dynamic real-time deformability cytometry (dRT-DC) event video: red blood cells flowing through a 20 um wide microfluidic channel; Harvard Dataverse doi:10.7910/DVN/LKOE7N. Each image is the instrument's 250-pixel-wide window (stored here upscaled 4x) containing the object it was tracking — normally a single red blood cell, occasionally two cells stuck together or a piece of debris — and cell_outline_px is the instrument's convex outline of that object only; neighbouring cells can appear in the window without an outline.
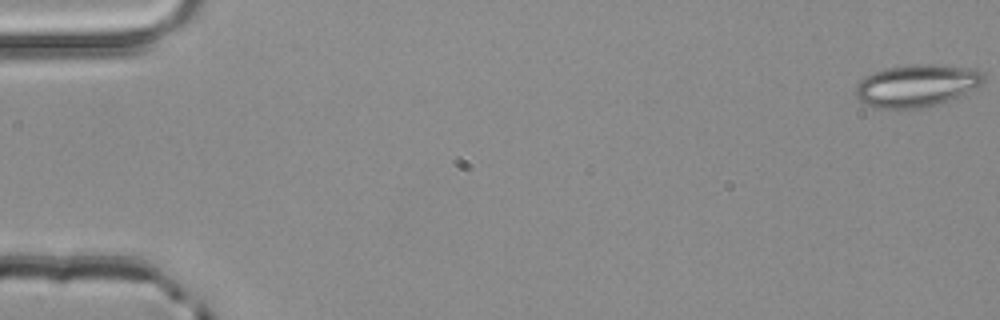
{"species": "common noctule bat (a hibernating species)", "species_latin": "Nyctalus noctula", "temperature_condition": "room temperature", "stored_images_in_passage": 3, "camera_frame_rate_fps": 3000, "um_per_image_px": 0.085, "animal": {"sex": "male", "body_mass_g": 20.4}, "frame": {"image": 1, "passage_image": 1, "time_ms": 0.0, "image_size_px": [1000, 320], "cell_outline_px": [[984, 80], [980, 84], [948, 100], [924, 108], [876, 108], [860, 100], [856, 96], [856, 84], [864, 76], [872, 72], [888, 68], [912, 64], [932, 64], [968, 68], [984, 72]], "centroid_in_image_um": [77.86, 7.26], "position_along_channel_um": 7.1, "area_um2": 31.04}}
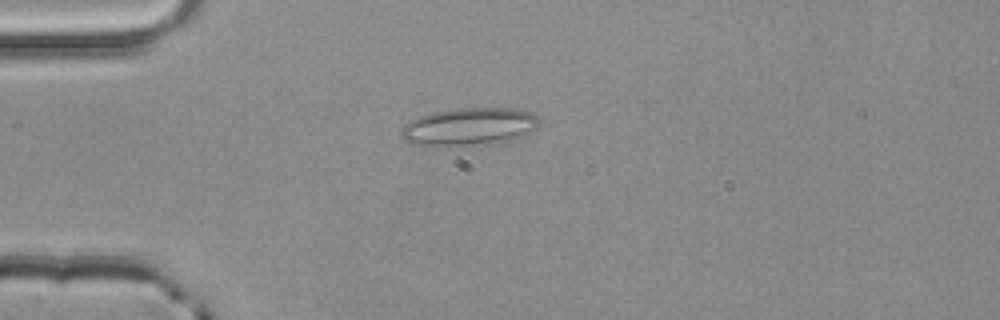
{"frame": {"image": 2, "passage_image": 3, "time_ms": 0.667, "image_size_px": [1000, 320], "cell_outline_px": [[540, 120], [536, 128], [516, 140], [496, 144], [412, 144], [404, 140], [400, 136], [400, 128], [404, 124], [420, 116], [432, 112], [456, 108], [516, 108], [532, 112]], "centroid_in_image_um": [39.93, 10.75], "position_along_channel_um": 45.1, "area_um2": 30.35}}